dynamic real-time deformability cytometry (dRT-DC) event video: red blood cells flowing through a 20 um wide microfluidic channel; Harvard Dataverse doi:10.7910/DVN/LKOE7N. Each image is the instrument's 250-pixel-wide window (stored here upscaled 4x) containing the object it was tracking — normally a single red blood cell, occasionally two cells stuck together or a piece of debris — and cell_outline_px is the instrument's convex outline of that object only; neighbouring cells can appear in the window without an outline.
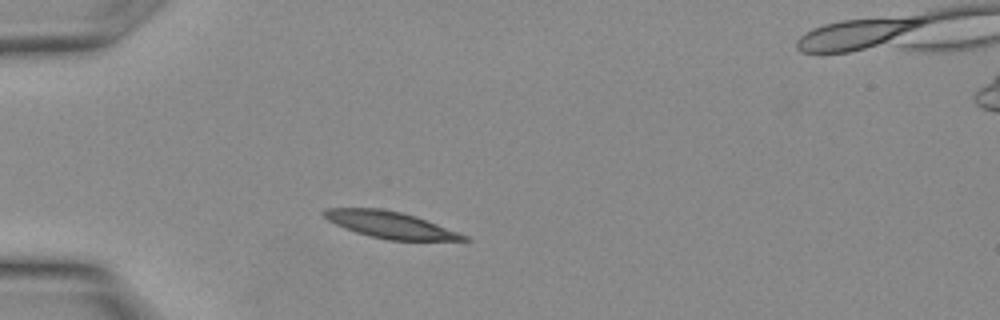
{"species": "Egyptian fruit bat (a non-hibernating species)", "species_latin": "Rousettus aegyptiacus", "temperature_condition": "warm", "stored_images_in_passage": 23, "camera_frame_rate_fps": 3000, "um_per_image_px": 0.085, "animal": {"sex": "female"}, "frame": {"image": 1, "passage_image": 4, "time_ms": 1.0, "image_size_px": [1000, 320], "cell_outline_px": [[472, 240], [388, 240], [356, 232], [344, 228], [328, 220], [320, 212], [328, 208], [380, 208], [400, 212], [416, 216], [468, 236]], "centroid_in_image_um": [33.15, 19.1], "position_along_channel_um": 51.8, "area_um2": 21.39}}
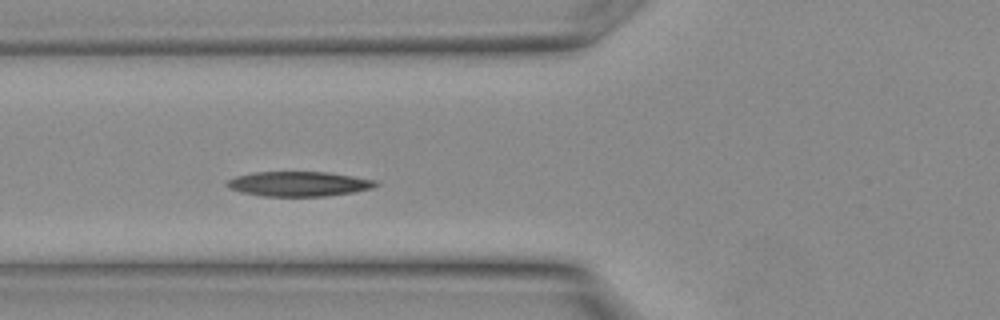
{"frame": {"image": 2, "passage_image": 7, "time_ms": 2.0, "image_size_px": [1000, 320], "cell_outline_px": [[380, 184], [372, 188], [352, 192], [324, 196], [264, 196], [240, 192], [228, 188], [224, 184], [228, 180], [236, 176], [252, 172], [328, 172], [376, 180]], "centroid_in_image_um": [25.36, 15.62], "position_along_channel_um": 100.4, "area_um2": 21.5}}